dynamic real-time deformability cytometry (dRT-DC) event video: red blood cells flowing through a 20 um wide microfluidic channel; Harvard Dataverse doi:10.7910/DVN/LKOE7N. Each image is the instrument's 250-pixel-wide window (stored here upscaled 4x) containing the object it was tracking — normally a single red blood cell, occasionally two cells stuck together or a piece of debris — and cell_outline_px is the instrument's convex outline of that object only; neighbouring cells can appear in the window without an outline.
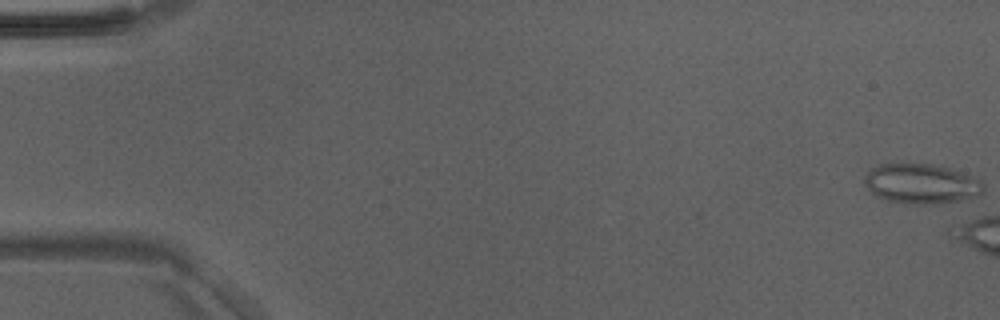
{"species": "Egyptian fruit bat (a non-hibernating species)", "species_latin": "Rousettus aegyptiacus", "temperature_condition": "room temperature", "stored_images_in_passage": 6, "camera_frame_rate_fps": 3000, "um_per_image_px": 0.085, "animal": {"sex": "male"}, "frame": {"image": 1, "passage_image": 1, "time_ms": 0.0, "image_size_px": [1000, 320], "cell_outline_px": [[984, 192], [976, 196], [960, 200], [936, 204], [912, 204], [888, 200], [876, 196], [864, 184], [864, 176], [876, 164], [932, 164], [948, 168], [972, 176], [980, 180], [984, 184]], "centroid_in_image_um": [78.31, 15.62], "position_along_channel_um": 6.7, "area_um2": 27.51}}